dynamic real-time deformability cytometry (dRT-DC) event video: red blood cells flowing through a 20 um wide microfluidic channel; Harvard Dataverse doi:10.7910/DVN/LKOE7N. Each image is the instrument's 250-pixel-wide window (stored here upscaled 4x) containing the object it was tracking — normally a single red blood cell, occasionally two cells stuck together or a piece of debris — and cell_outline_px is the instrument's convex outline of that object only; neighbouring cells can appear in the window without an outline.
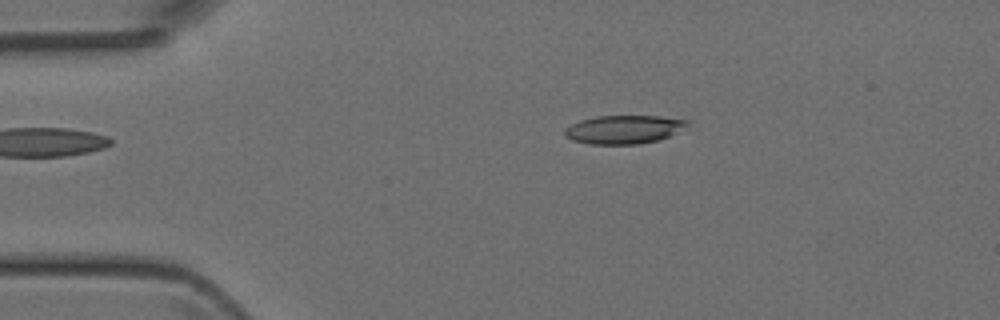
{"species": "Egyptian fruit bat (a non-hibernating species)", "species_latin": "Rousettus aegyptiacus", "temperature_condition": "room temperature", "stored_images_in_passage": 3, "camera_frame_rate_fps": 3000, "um_per_image_px": 0.085, "animal": {"sex": "female"}, "frame": {"image": 1, "passage_image": 2, "time_ms": 1.0, "image_size_px": [1000, 320], "cell_outline_px": [[692, 120], [688, 124], [668, 136], [656, 140], [640, 144], [588, 144], [572, 140], [564, 136], [564, 128], [580, 120], [596, 116], [660, 116]], "centroid_in_image_um": [52.98, 11.0], "position_along_channel_um": 32.0, "area_um2": 20.29}}